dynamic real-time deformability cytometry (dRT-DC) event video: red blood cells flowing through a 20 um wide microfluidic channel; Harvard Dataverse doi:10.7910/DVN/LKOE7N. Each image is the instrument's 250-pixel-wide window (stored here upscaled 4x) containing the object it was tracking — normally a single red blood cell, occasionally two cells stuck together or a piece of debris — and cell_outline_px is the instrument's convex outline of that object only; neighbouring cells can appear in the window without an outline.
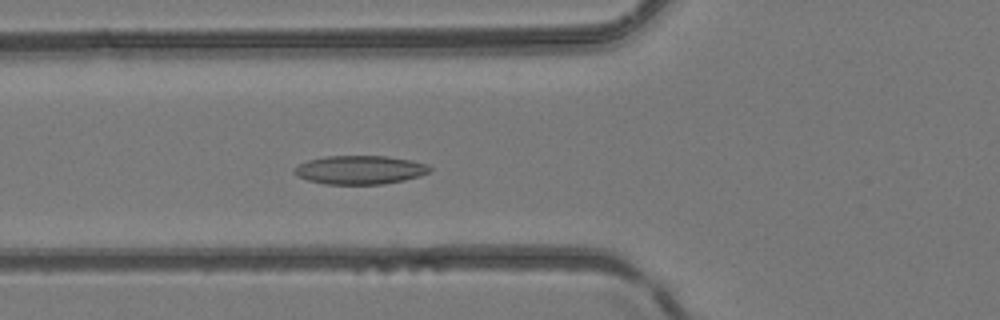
{"species": "common noctule bat (a hibernating species)", "species_latin": "Nyctalus noctula", "temperature_condition": "room temperature", "stored_images_in_passage": 20, "camera_frame_rate_fps": 3000, "um_per_image_px": 0.085, "animal": {"sex": "female", "body_mass_g": 24.6, "forearm_length_mm": 56.2}, "frame": {"image": 1, "passage_image": 19, "time_ms": 6.0, "image_size_px": [1000, 320], "cell_outline_px": [[432, 168], [428, 172], [420, 176], [404, 180], [384, 184], [324, 184], [308, 180], [296, 176], [292, 172], [292, 168], [308, 160], [324, 156], [388, 156], [412, 160], [428, 164]], "centroid_in_image_um": [30.58, 14.44], "position_along_channel_um": 95.2, "area_um2": 22.83}}